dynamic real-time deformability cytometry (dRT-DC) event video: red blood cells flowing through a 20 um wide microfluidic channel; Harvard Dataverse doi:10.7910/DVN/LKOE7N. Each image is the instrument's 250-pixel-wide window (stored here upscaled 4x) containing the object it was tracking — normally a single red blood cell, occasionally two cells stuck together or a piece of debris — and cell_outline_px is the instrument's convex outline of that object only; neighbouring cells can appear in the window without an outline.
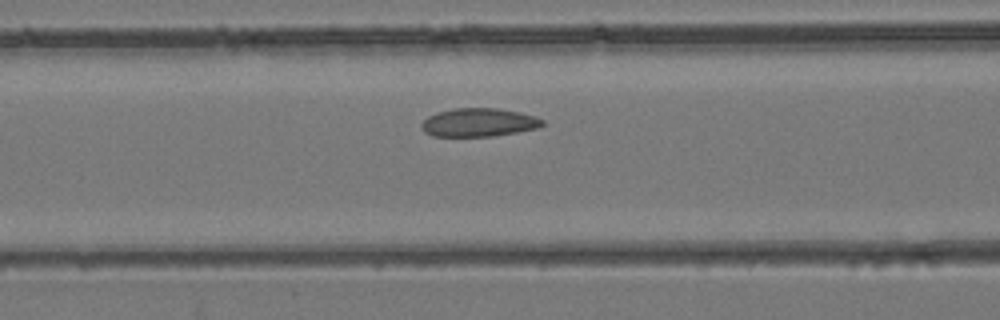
{"species": "common noctule bat (a hibernating species)", "species_latin": "Nyctalus noctula", "temperature_condition": "room temperature", "stored_images_in_passage": 37, "camera_frame_rate_fps": 3000, "um_per_image_px": 0.085, "animal": {"sex": "female", "body_mass_g": 24.6, "forearm_length_mm": 56.2}, "frame": {"image": 1, "passage_image": 12, "time_ms": 3.667, "image_size_px": [1000, 320], "cell_outline_px": [[544, 124], [536, 128], [516, 132], [492, 136], [432, 136], [424, 132], [420, 128], [420, 124], [428, 116], [436, 112], [452, 108], [496, 108], [520, 112], [536, 116], [544, 120]], "centroid_in_image_um": [40.66, 10.4], "position_along_channel_um": 125.9, "area_um2": 20.11}}
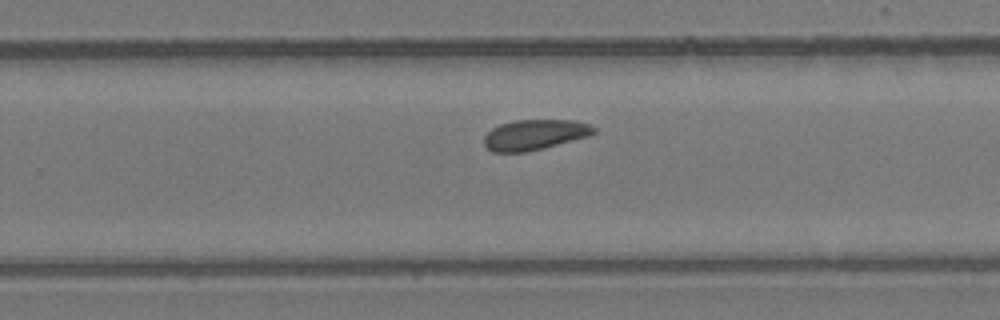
{"frame": {"image": 2, "passage_image": 22, "time_ms": 7.0, "image_size_px": [1000, 320], "cell_outline_px": [[596, 132], [592, 136], [524, 152], [492, 152], [484, 144], [484, 136], [492, 128], [500, 124], [512, 120], [572, 120], [592, 124], [596, 128]], "centroid_in_image_um": [45.48, 11.44], "position_along_channel_um": 284.3, "area_um2": 19.54}}
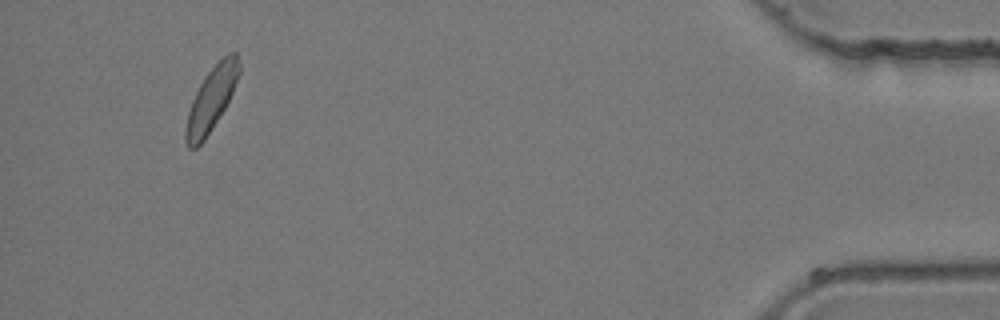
{"frame": {"image": 3, "passage_image": 35, "time_ms": 11.333, "image_size_px": [1000, 320], "cell_outline_px": [[240, 72], [232, 92], [224, 108], [212, 128], [204, 140], [196, 148], [188, 148], [184, 140], [184, 132], [188, 112], [192, 100], [204, 76], [228, 52], [236, 52], [240, 64]], "centroid_in_image_um": [17.94, 8.44], "position_along_channel_um": 417.3, "area_um2": 19.54}}